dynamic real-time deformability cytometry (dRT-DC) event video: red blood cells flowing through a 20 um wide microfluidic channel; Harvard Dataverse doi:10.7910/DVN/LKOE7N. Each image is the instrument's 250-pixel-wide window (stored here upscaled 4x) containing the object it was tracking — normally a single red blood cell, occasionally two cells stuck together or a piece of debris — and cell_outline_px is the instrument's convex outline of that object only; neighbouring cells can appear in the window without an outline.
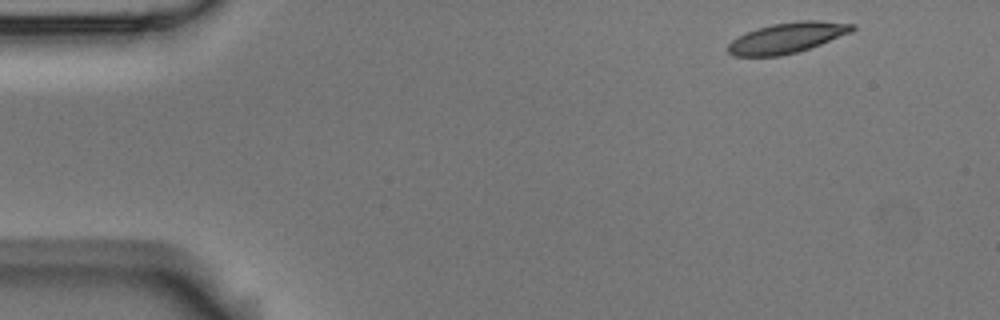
{"species": "Egyptian fruit bat (a non-hibernating species)", "species_latin": "Rousettus aegyptiacus", "temperature_condition": "room temperature", "stored_images_in_passage": 4, "camera_frame_rate_fps": 3000, "um_per_image_px": 0.085, "animal": {"sex": "male"}, "frame": {"image": 1, "passage_image": 1, "time_ms": 0.0, "image_size_px": [1000, 320], "cell_outline_px": [[856, 28], [852, 32], [820, 44], [796, 52], [780, 56], [736, 56], [728, 52], [728, 44], [732, 40], [756, 28], [772, 24], [800, 20], [816, 20], [856, 24]], "centroid_in_image_um": [66.93, 3.2], "position_along_channel_um": 18.1, "area_um2": 21.91}}
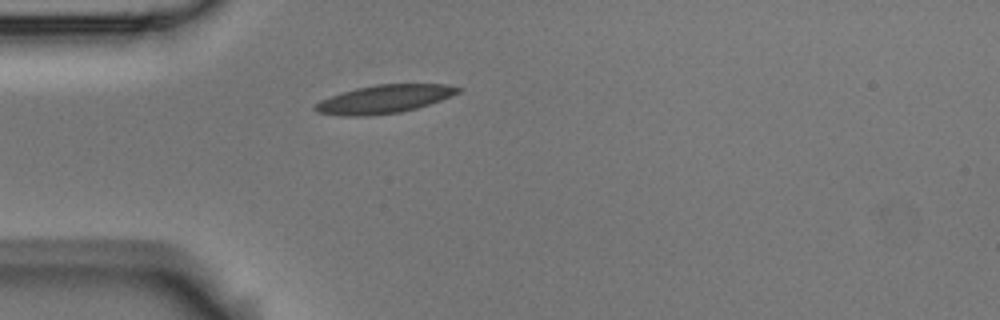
{"frame": {"image": 2, "passage_image": 4, "time_ms": 1.0, "image_size_px": [1000, 320], "cell_outline_px": [[464, 88], [460, 92], [440, 100], [416, 108], [400, 112], [368, 116], [340, 116], [316, 112], [312, 108], [320, 100], [356, 88], [376, 84], [444, 84]], "centroid_in_image_um": [32.64, 8.43], "position_along_channel_um": 52.4, "area_um2": 23.41}}